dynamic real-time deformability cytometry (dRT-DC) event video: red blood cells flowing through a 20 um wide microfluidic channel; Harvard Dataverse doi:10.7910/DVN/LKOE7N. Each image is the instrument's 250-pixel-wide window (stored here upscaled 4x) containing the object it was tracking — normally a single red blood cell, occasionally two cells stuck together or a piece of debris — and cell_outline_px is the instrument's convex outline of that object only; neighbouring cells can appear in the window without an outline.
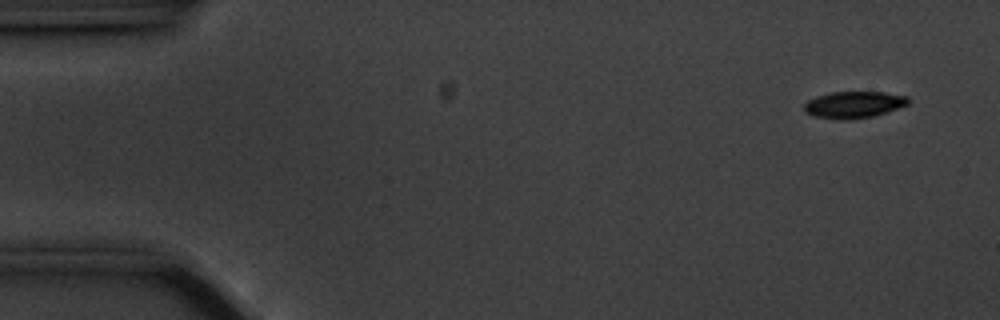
{"species": "common noctule bat (a hibernating species)", "species_latin": "Nyctalus noctula", "temperature_condition": "cold", "stored_images_in_passage": 55, "camera_frame_rate_fps": 3000, "um_per_image_px": 0.085, "animal": {"sex": "male", "body_mass_g": 20.1, "forearm_length_mm": 53.5}, "frame": {"image": 1, "passage_image": 2, "time_ms": 0.333, "image_size_px": [1000, 320], "cell_outline_px": [[908, 104], [872, 116], [844, 120], [840, 120], [812, 116], [804, 112], [804, 104], [808, 100], [816, 96], [832, 92], [884, 92], [908, 96]], "centroid_in_image_um": [72.51, 8.89], "position_along_channel_um": 12.5, "area_um2": 16.07}}
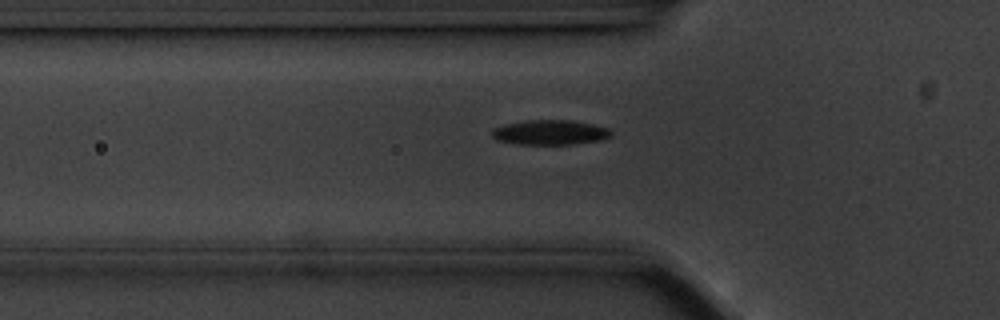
{"frame": {"image": 2, "passage_image": 17, "time_ms": 5.333, "image_size_px": [1000, 320], "cell_outline_px": [[612, 136], [604, 140], [572, 144], [520, 144], [496, 140], [492, 136], [492, 128], [504, 124], [528, 120], [568, 120], [592, 124], [608, 128], [612, 132]], "centroid_in_image_um": [46.77, 11.25], "position_along_channel_um": 79.0, "area_um2": 17.28}}
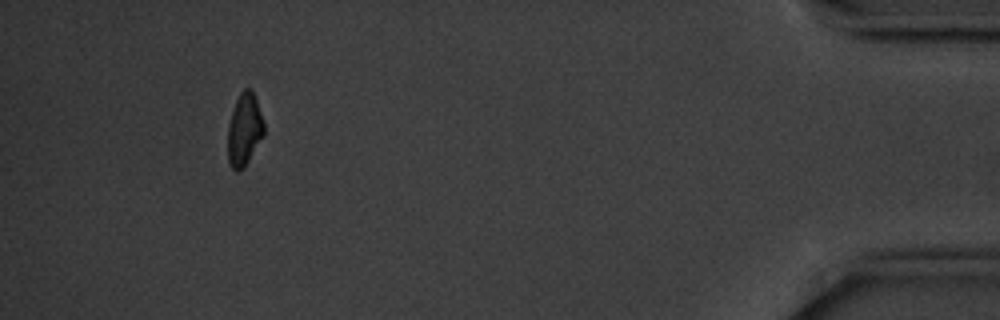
{"frame": {"image": 3, "passage_image": 51, "time_ms": 16.667, "image_size_px": [1000, 320], "cell_outline_px": [[264, 136], [244, 168], [240, 172], [236, 172], [228, 164], [228, 124], [236, 100], [240, 92], [244, 88], [252, 88], [264, 124]], "centroid_in_image_um": [20.76, 11.05], "position_along_channel_um": 414.4, "area_um2": 15.43}, "authors_computed_cell_mechanics": {"area_um2": 16.7042, "velocity_mm_per_s": 3.5335, "shape_relaxation_time_tau1_ms": 6.3761, "shape_relaxation_time_tau2_ms": null, "deformation_change_tau1": 0.2102, "deformation_change_tau2": null}}